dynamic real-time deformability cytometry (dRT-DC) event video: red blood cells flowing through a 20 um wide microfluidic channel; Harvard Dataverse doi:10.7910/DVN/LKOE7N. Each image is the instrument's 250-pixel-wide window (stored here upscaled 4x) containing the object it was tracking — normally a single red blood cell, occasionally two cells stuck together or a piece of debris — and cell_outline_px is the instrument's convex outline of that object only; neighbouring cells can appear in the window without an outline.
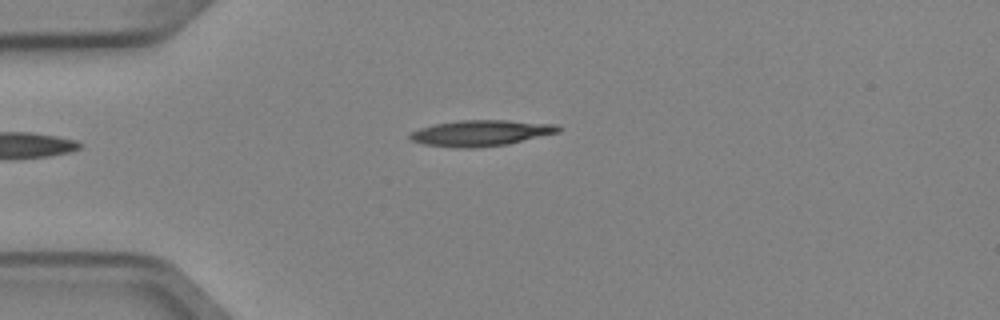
{"species": "Egyptian fruit bat (a non-hibernating species)", "species_latin": "Rousettus aegyptiacus", "temperature_condition": "cold", "stored_images_in_passage": 3, "camera_frame_rate_fps": 3000, "um_per_image_px": 0.085, "animal": {"sex": "female"}, "frame": {"image": 1, "passage_image": 3, "time_ms": 0.667, "image_size_px": [1000, 320], "cell_outline_px": [[564, 128], [560, 132], [508, 144], [476, 148], [456, 148], [424, 144], [412, 140], [408, 136], [412, 132], [420, 128], [432, 124], [460, 120], [508, 120], [556, 124]], "centroid_in_image_um": [40.91, 11.3], "position_along_channel_um": 44.1, "area_um2": 22.6}}